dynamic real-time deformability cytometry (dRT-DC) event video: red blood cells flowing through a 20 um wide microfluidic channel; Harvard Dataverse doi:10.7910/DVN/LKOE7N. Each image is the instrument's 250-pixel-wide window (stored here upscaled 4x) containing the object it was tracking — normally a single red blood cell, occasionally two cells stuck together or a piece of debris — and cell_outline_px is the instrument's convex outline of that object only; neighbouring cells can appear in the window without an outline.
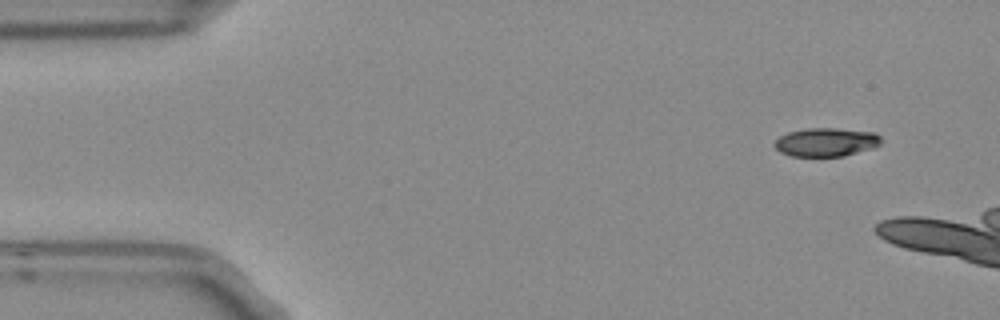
{"species": "Egyptian fruit bat (a non-hibernating species)", "species_latin": "Rousettus aegyptiacus", "temperature_condition": "room temperature", "stored_images_in_passage": 4, "camera_frame_rate_fps": 3000, "um_per_image_px": 0.085, "frame": {"image": 1, "passage_image": 1, "time_ms": 0.0, "image_size_px": [1000, 320], "cell_outline_px": [[880, 144], [872, 148], [844, 156], [792, 156], [780, 152], [772, 144], [780, 136], [788, 132], [808, 128], [836, 128], [876, 132], [880, 136]], "centroid_in_image_um": [70.21, 12.07], "position_along_channel_um": 14.8, "area_um2": 17.74}}